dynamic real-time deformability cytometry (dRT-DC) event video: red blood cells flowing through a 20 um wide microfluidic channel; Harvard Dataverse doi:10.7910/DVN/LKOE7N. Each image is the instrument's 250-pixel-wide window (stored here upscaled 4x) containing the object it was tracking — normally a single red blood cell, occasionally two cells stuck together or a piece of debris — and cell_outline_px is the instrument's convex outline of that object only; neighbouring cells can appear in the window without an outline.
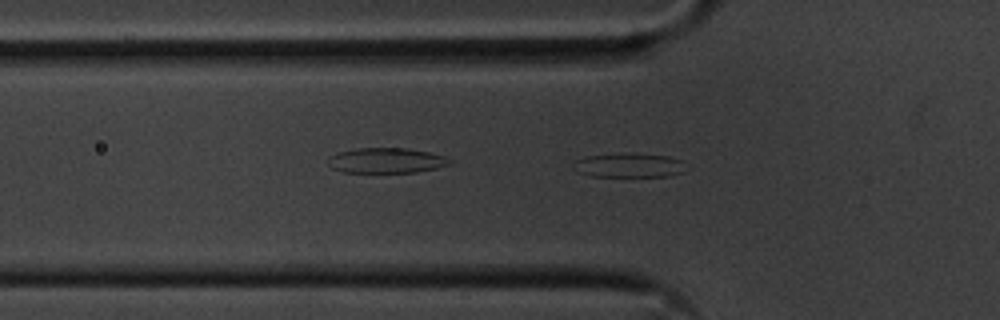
{"species": "common noctule bat (a hibernating species)", "species_latin": "Nyctalus noctula", "temperature_condition": "cold", "stored_images_in_passage": 55, "camera_frame_rate_fps": 3000, "um_per_image_px": 0.085, "animal": {"sex": "male", "body_mass_g": 20.1, "forearm_length_mm": 53.5}, "frame": {"image": 1, "passage_image": 18, "time_ms": 5.667, "image_size_px": [1000, 320], "cell_outline_px": [[692, 168], [684, 172], [668, 176], [592, 176], [576, 172], [572, 168], [572, 164], [576, 160], [588, 156], [668, 156], [680, 160]], "centroid_in_image_um": [53.52, 14.11], "position_along_channel_um": 72.3, "area_um2": 15.14}}
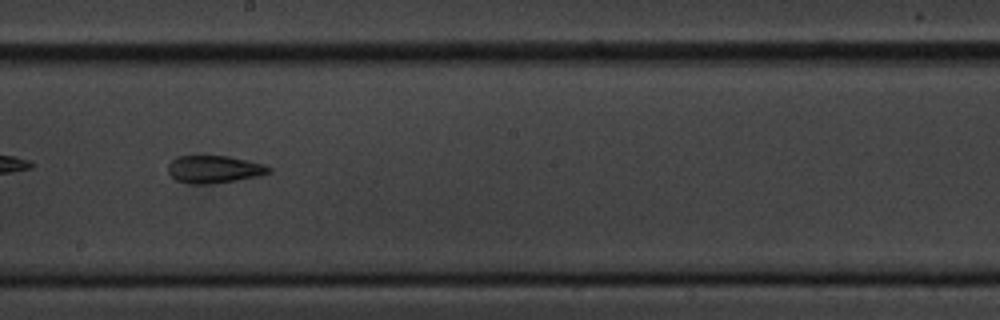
{"frame": {"image": 2, "passage_image": 31, "time_ms": 10.0, "image_size_px": [1000, 320], "cell_outline_px": [[272, 172], [260, 176], [236, 180], [208, 184], [188, 184], [176, 180], [168, 172], [168, 164], [176, 156], [228, 156], [248, 160], [264, 164], [272, 168]], "centroid_in_image_um": [18.22, 14.39], "position_along_channel_um": 230.0, "area_um2": 16.3}}
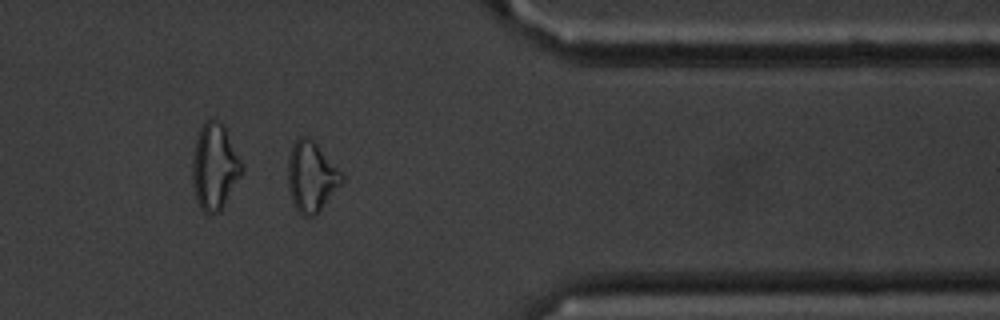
{"frame": {"image": 3, "passage_image": 45, "time_ms": 14.667, "image_size_px": [1000, 320], "cell_outline_px": [[344, 180], [316, 216], [300, 216], [292, 200], [288, 188], [288, 156], [292, 144], [300, 136], [308, 136], [344, 172]], "centroid_in_image_um": [26.48, 15.02], "position_along_channel_um": 384.9, "area_um2": 22.31}, "authors_computed_cell_mechanics": {"area_um2": 21.3282, "velocity_mm_per_s": 3.6158, "shape_relaxation_time_tau1_ms": 9.424, "shape_relaxation_time_tau2_ms": 4.7068, "deformation_change_tau1": 0.2587, "deformation_change_tau2": 0.1528}}